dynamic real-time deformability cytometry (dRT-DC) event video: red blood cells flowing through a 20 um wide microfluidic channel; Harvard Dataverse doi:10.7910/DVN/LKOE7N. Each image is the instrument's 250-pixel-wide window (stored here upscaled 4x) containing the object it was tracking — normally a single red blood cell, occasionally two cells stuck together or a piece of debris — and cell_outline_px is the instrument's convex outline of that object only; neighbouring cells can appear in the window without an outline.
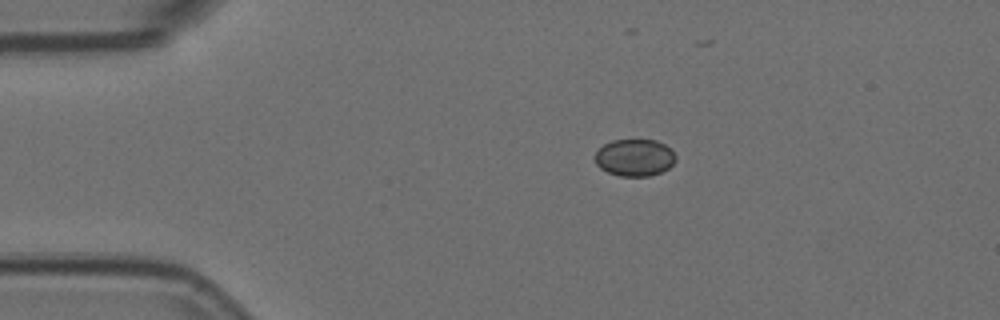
{"species": "Egyptian fruit bat (a non-hibernating species)", "species_latin": "Rousettus aegyptiacus", "temperature_condition": "room temperature", "stored_images_in_passage": 8, "camera_frame_rate_fps": 3000, "um_per_image_px": 0.085, "animal": {"sex": "female"}, "frame": {"image": 1, "passage_image": 1, "time_ms": 0.0, "image_size_px": [1000, 320], "cell_outline_px": [[676, 160], [668, 168], [660, 172], [648, 176], [620, 176], [608, 172], [600, 168], [596, 164], [592, 156], [604, 144], [612, 140], [656, 140], [664, 144], [676, 156]], "centroid_in_image_um": [53.9, 13.39], "position_along_channel_um": 31.1, "area_um2": 17.4}}
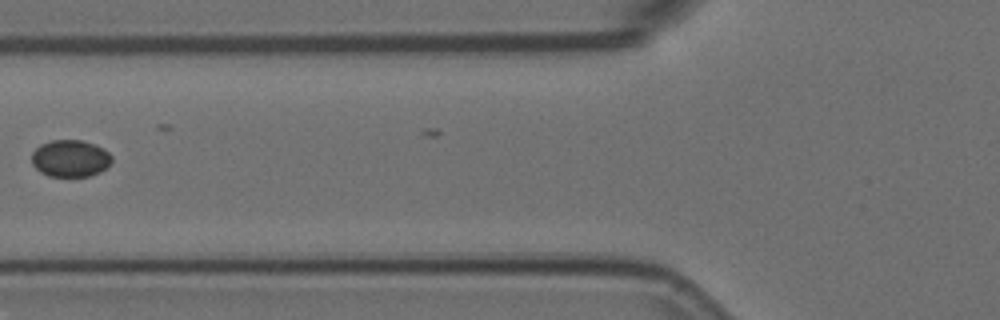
{"frame": {"image": 2, "passage_image": 4, "time_ms": 1.0, "image_size_px": [1000, 320], "cell_outline_px": [[112, 160], [108, 168], [100, 172], [88, 176], [48, 176], [40, 172], [32, 164], [32, 152], [40, 144], [52, 140], [84, 140], [104, 148], [112, 156]], "centroid_in_image_um": [5.99, 13.46], "position_along_channel_um": 119.8, "area_um2": 17.46}}
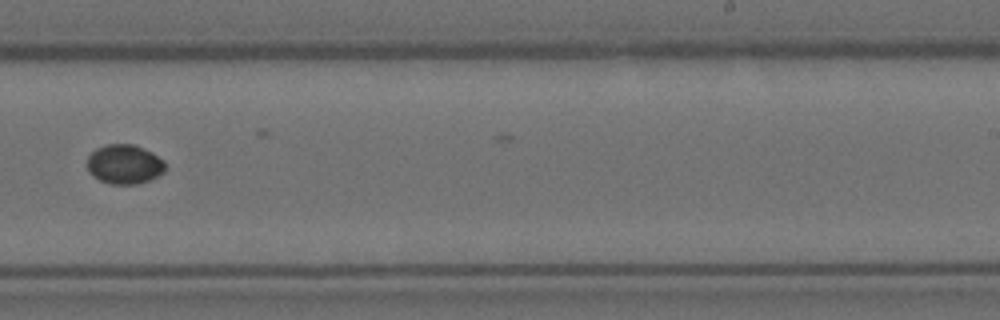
{"frame": {"image": 3, "passage_image": 8, "time_ms": 2.333, "image_size_px": [1000, 320], "cell_outline_px": [[164, 172], [148, 180], [136, 184], [112, 184], [100, 180], [92, 176], [88, 172], [88, 156], [96, 148], [108, 144], [132, 144], [152, 152], [164, 160]], "centroid_in_image_um": [10.56, 13.96], "position_along_channel_um": 278.4, "area_um2": 17.8}}